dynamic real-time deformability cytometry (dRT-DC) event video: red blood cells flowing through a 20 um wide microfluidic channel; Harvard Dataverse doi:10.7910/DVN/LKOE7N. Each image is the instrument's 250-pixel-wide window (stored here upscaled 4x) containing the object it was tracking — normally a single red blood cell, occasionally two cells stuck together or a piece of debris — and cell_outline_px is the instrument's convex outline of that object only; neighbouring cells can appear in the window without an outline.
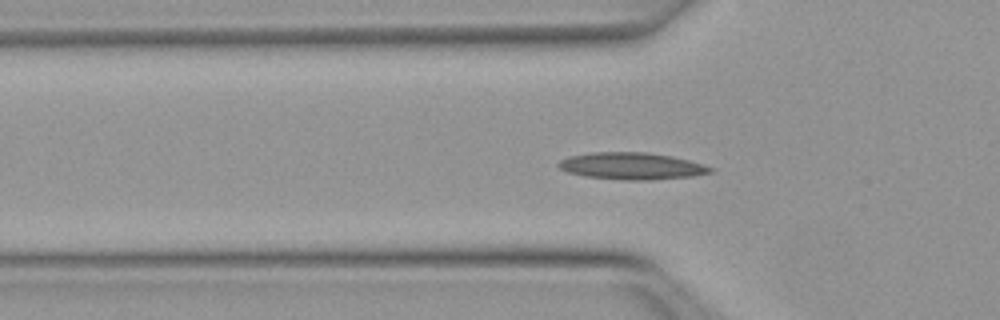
{"species": "Egyptian fruit bat (a non-hibernating species)", "species_latin": "Rousettus aegyptiacus", "temperature_condition": "warm", "stored_images_in_passage": 40, "camera_frame_rate_fps": 3000, "um_per_image_px": 0.085, "animal": {"sex": "female"}, "frame": {"image": 1, "passage_image": 5, "time_ms": 1.333, "image_size_px": [1000, 320], "cell_outline_px": [[712, 172], [692, 176], [652, 180], [624, 180], [584, 176], [568, 172], [560, 168], [556, 164], [560, 160], [568, 156], [592, 152], [648, 152], [672, 156], [688, 160], [712, 168]], "centroid_in_image_um": [53.64, 14.11], "position_along_channel_um": 72.2, "area_um2": 23.76}}
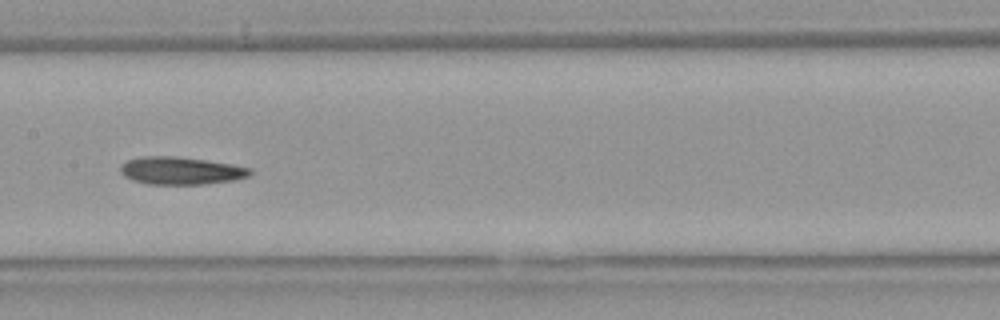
{"frame": {"image": 2, "passage_image": 14, "time_ms": 4.333, "image_size_px": [1000, 320], "cell_outline_px": [[252, 172], [248, 176], [232, 180], [204, 184], [148, 184], [132, 180], [124, 176], [120, 172], [120, 164], [128, 160], [144, 156], [176, 156], [232, 164], [252, 168]], "centroid_in_image_um": [15.35, 14.5], "position_along_channel_um": 192.1, "area_um2": 20.81}}
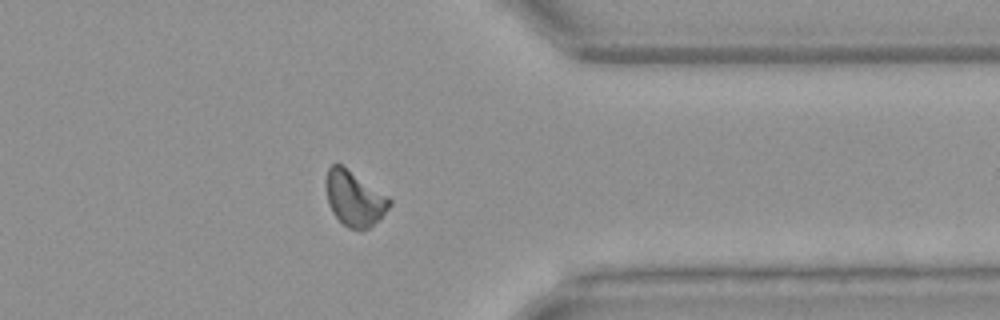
{"frame": {"image": 3, "passage_image": 29, "time_ms": 9.333, "image_size_px": [1000, 320], "cell_outline_px": [[392, 204], [380, 220], [368, 228], [360, 232], [348, 228], [332, 212], [328, 204], [324, 184], [328, 168], [332, 164], [340, 164], [388, 196], [392, 200]], "centroid_in_image_um": [30.12, 16.9], "position_along_channel_um": 381.3, "area_um2": 20.58}, "authors_computed_cell_mechanics": {"area_um2": 20.519, "velocity_mm_per_s": 3.9859, "shape_relaxation_time_tau1_ms": null, "shape_relaxation_time_tau2_ms": 9.7319, "deformation_change_tau1": null, "deformation_change_tau2": 0.195}}